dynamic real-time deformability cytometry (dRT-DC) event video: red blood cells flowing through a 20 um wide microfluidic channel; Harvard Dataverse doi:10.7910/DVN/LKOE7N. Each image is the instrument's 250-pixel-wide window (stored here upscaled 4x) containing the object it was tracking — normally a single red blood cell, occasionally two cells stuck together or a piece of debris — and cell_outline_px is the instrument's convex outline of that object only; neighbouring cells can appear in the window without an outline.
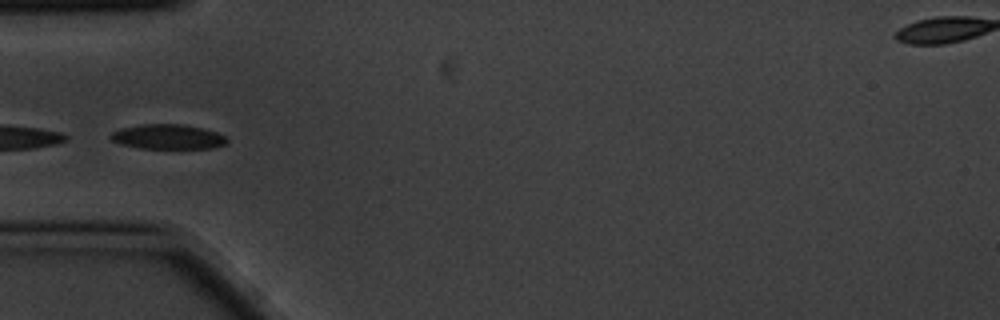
{"species": "common noctule bat (a hibernating species)", "species_latin": "Nyctalus noctula", "temperature_condition": "cold", "stored_images_in_passage": 9, "camera_frame_rate_fps": 3000, "um_per_image_px": 0.085, "animal": {"sex": "male", "body_mass_g": 20.1, "forearm_length_mm": 53.5}, "frame": {"image": 1, "passage_image": 3, "time_ms": 0.667, "image_size_px": [1000, 320], "cell_outline_px": [[228, 140], [224, 144], [212, 148], [140, 148], [120, 144], [112, 140], [108, 136], [112, 132], [120, 128], [140, 124], [184, 124], [216, 132], [224, 136]], "centroid_in_image_um": [14.21, 11.62], "position_along_channel_um": 70.8, "area_um2": 16.7}}